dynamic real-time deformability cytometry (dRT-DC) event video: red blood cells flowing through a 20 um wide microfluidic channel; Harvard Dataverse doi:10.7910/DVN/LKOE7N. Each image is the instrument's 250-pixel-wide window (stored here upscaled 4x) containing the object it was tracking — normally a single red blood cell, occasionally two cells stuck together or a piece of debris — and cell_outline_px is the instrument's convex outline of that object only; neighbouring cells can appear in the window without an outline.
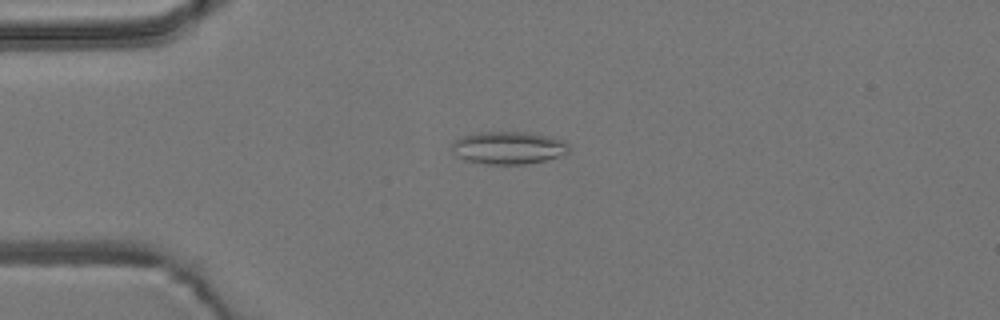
{"species": "common noctule bat (a hibernating species)", "species_latin": "Nyctalus noctula", "temperature_condition": "room temperature", "stored_images_in_passage": 51, "camera_frame_rate_fps": 3000, "um_per_image_px": 0.085, "animal": {"sex": "male", "body_mass_g": 19.2, "forearm_length_mm": 51.8}, "frame": {"image": 1, "passage_image": 11, "time_ms": 3.333, "image_size_px": [1000, 320], "cell_outline_px": [[568, 152], [564, 156], [524, 164], [484, 164], [464, 160], [456, 156], [452, 152], [452, 144], [456, 140], [464, 136], [480, 132], [528, 132], [552, 136], [564, 140], [568, 144]], "centroid_in_image_um": [43.24, 12.56], "position_along_channel_um": 41.8, "area_um2": 22.43}}
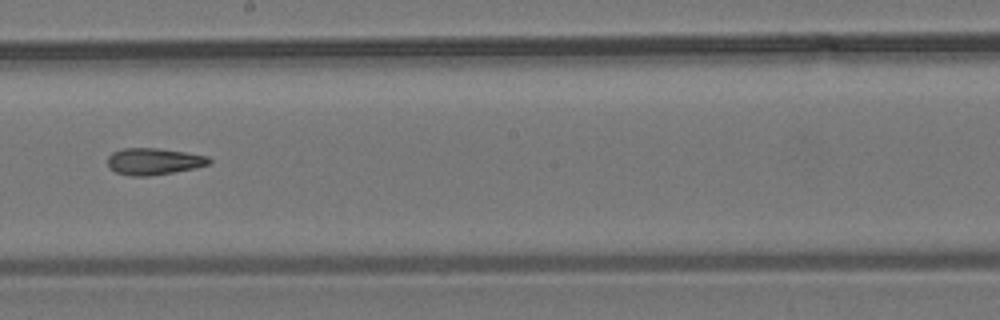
{"frame": {"image": 2, "passage_image": 28, "time_ms": 9.0, "image_size_px": [1000, 320], "cell_outline_px": [[212, 160], [208, 164], [192, 168], [172, 172], [148, 176], [132, 176], [116, 172], [108, 164], [108, 156], [112, 152], [124, 148], [156, 148], [184, 152], [208, 156]], "centroid_in_image_um": [13.05, 13.71], "position_along_channel_um": 235.1, "area_um2": 15.49}}
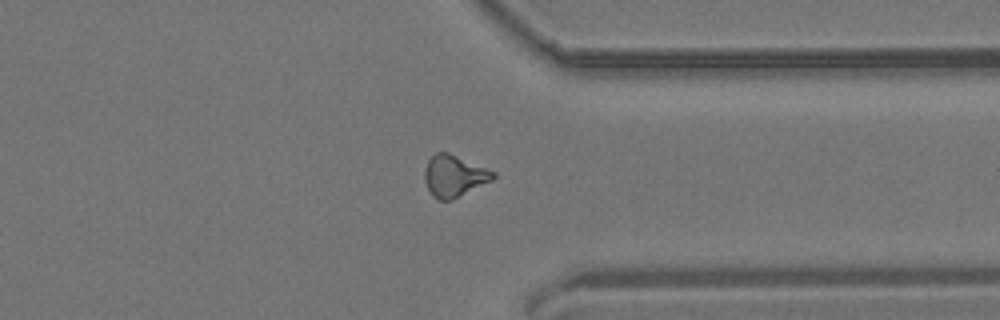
{"frame": {"image": 3, "passage_image": 39, "time_ms": 12.667, "image_size_px": [1000, 320], "cell_outline_px": [[496, 176], [492, 180], [452, 200], [440, 200], [432, 196], [424, 180], [424, 172], [428, 160], [436, 152], [448, 152], [496, 172]], "centroid_in_image_um": [38.59, 14.95], "position_along_channel_um": 372.8, "area_um2": 16.53}, "authors_computed_cell_mechanics": {"area_um2": 16.184, "velocity_mm_per_s": 3.8422, "shape_relaxation_time_tau1_ms": null, "shape_relaxation_time_tau2_ms": 5.732, "deformation_change_tau1": null, "deformation_change_tau2": 0.1662}}